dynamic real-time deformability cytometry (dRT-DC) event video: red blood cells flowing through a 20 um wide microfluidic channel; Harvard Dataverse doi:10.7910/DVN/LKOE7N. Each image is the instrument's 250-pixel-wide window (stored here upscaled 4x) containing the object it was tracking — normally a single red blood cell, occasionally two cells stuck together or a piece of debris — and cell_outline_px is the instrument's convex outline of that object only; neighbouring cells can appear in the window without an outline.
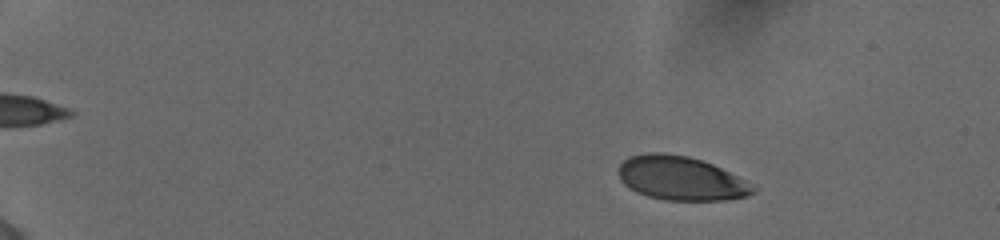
{"species": "human", "species_latin": "Homo sapiens", "temperature_condition": "cold", "stored_images_in_passage": 56, "camera_frame_rate_fps": 3000, "um_per_image_px": 0.085, "donor": {"sex": "female"}, "frame": {"image": 1, "passage_image": 10, "time_ms": 3.0, "image_size_px": [1000, 240], "cell_outline_px": [[756, 192], [748, 196], [724, 200], [664, 200], [648, 196], [636, 192], [624, 184], [620, 180], [616, 172], [616, 168], [628, 156], [648, 152], [664, 152], [688, 156], [712, 164], [744, 180], [756, 188]], "centroid_in_image_um": [57.81, 15.15], "position_along_channel_um": 27.2, "area_um2": 34.56}}
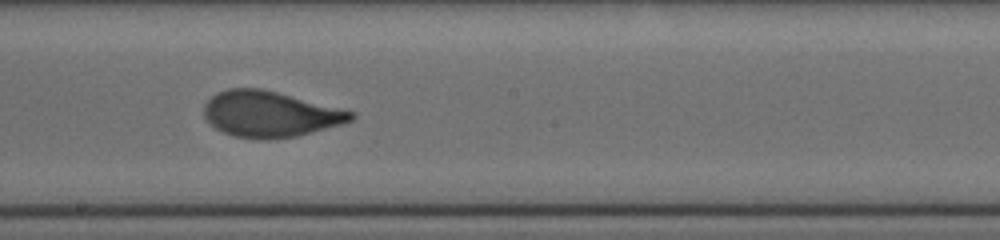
{"frame": {"image": 2, "passage_image": 35, "time_ms": 11.333, "image_size_px": [1000, 240], "cell_outline_px": [[356, 116], [352, 120], [340, 124], [296, 136], [264, 140], [236, 136], [224, 132], [216, 128], [204, 116], [204, 104], [216, 92], [228, 88], [260, 88], [356, 112]], "centroid_in_image_um": [22.93, 9.69], "position_along_channel_um": 225.3, "area_um2": 38.84}}
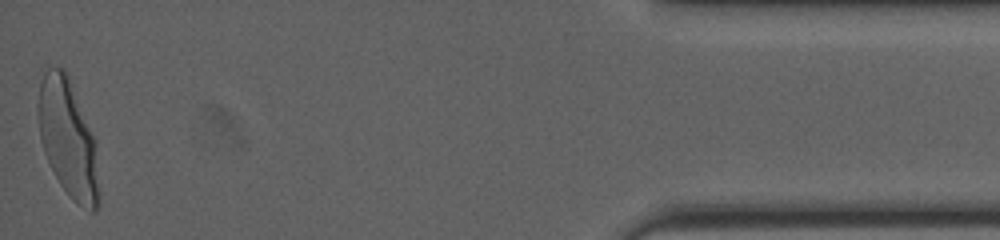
{"frame": {"image": 3, "passage_image": 56, "time_ms": 18.333, "image_size_px": [1000, 240], "cell_outline_px": [[100, 204], [92, 212], [72, 200], [60, 184], [44, 152], [40, 136], [40, 84], [44, 72], [48, 68], [64, 68], [68, 72], [96, 140], [100, 196]], "centroid_in_image_um": [5.85, 11.8], "position_along_channel_um": 429.4, "area_um2": 41.56}, "authors_computed_cell_mechanics": {"area_um2": 38.6393, "velocity_mm_per_s": 3.8725, "shape_relaxation_time_tau1_ms": 3.5228, "shape_relaxation_time_tau2_ms": null, "deformation_change_tau1": 0.1588, "deformation_change_tau2": null}}